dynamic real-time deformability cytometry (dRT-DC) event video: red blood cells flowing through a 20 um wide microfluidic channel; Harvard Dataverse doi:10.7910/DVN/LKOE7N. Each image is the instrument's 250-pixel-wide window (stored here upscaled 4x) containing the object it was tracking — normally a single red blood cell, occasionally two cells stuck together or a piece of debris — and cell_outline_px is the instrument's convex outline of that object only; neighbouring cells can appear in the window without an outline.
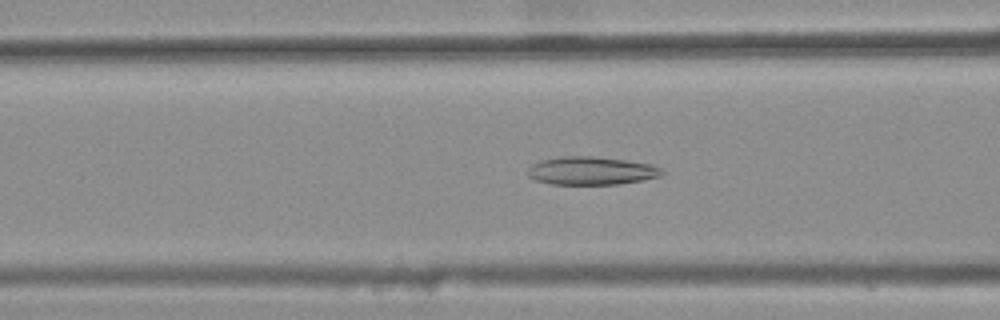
{"species": "common noctule bat (a hibernating species)", "species_latin": "Nyctalus noctula", "temperature_condition": "warm", "stored_images_in_passage": 44, "camera_frame_rate_fps": 3000, "um_per_image_px": 0.085, "animal": {"sex": "female", "body_mass_g": 25.1}, "frame": {"image": 1, "passage_image": 20, "time_ms": 6.333, "image_size_px": [1000, 320], "cell_outline_px": [[664, 172], [660, 176], [644, 180], [620, 184], [552, 184], [536, 180], [528, 176], [528, 168], [532, 164], [540, 160], [560, 156], [592, 156], [628, 160], [648, 164], [664, 168]], "centroid_in_image_um": [50.27, 14.51], "position_along_channel_um": 116.3, "area_um2": 22.14}}
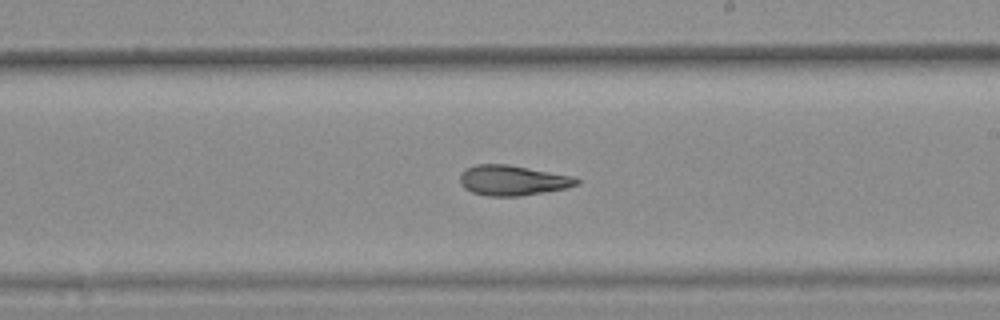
{"frame": {"image": 2, "passage_image": 30, "time_ms": 9.667, "image_size_px": [1000, 320], "cell_outline_px": [[580, 184], [564, 188], [520, 196], [488, 196], [472, 192], [464, 188], [460, 184], [460, 176], [468, 168], [476, 164], [508, 164], [572, 176], [580, 180]], "centroid_in_image_um": [43.56, 15.33], "position_along_channel_um": 245.4, "area_um2": 20.29}}
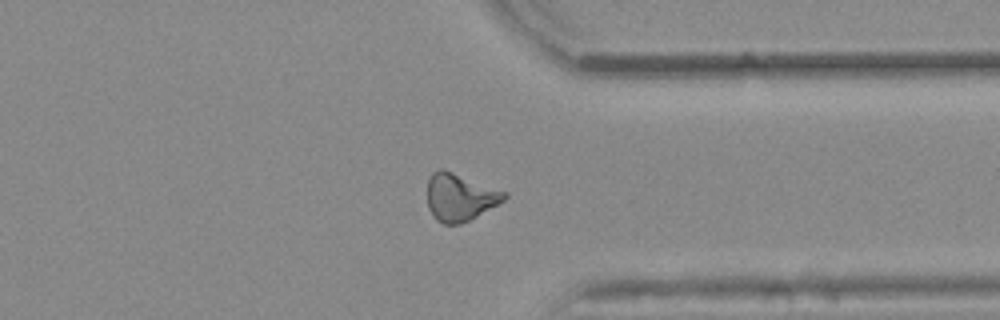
{"frame": {"image": 3, "passage_image": 40, "time_ms": 13.0, "image_size_px": [1000, 320], "cell_outline_px": [[508, 196], [504, 200], [476, 216], [460, 224], [444, 224], [436, 220], [432, 216], [428, 208], [428, 180], [432, 172], [440, 168], [452, 172], [508, 192]], "centroid_in_image_um": [39.07, 16.76], "position_along_channel_um": 372.3, "area_um2": 21.1}, "authors_computed_cell_mechanics": {"area_um2": 21.3282, "velocity_mm_per_s": 3.8751, "shape_relaxation_time_tau1_ms": null, "shape_relaxation_time_tau2_ms": 3.1715, "deformation_change_tau1": null, "deformation_change_tau2": 0.1135}}